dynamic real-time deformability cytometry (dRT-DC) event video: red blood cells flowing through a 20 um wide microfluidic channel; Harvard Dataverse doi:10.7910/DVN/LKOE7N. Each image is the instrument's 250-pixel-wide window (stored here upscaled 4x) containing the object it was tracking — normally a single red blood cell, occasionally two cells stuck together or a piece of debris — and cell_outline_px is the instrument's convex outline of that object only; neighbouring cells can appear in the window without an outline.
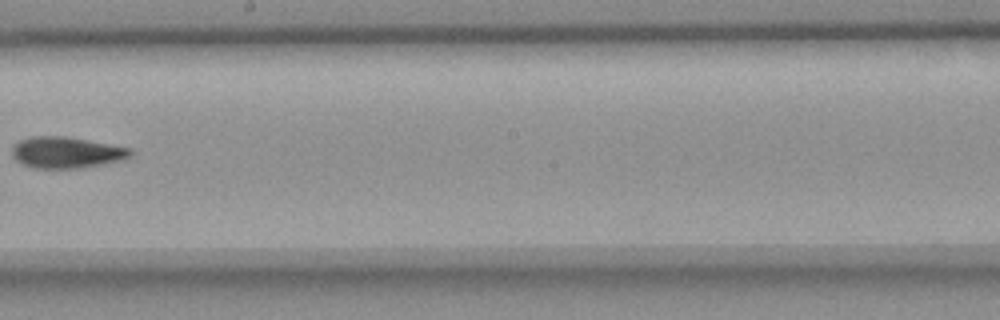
{"species": "common noctule bat (a hibernating species)", "species_latin": "Nyctalus noctula", "temperature_condition": "room temperature", "stored_images_in_passage": 10, "camera_frame_rate_fps": 3000, "um_per_image_px": 0.085, "animal": {"sex": "female", "body_mass_g": 18.4}, "frame": {"image": 1, "passage_image": 9, "time_ms": 10.667, "image_size_px": [1000, 320], "cell_outline_px": [[132, 156], [120, 160], [104, 164], [80, 168], [32, 168], [20, 164], [12, 156], [12, 148], [20, 140], [32, 136], [64, 136], [132, 148]], "centroid_in_image_um": [5.63, 12.97], "position_along_channel_um": 242.6, "area_um2": 21.62}}
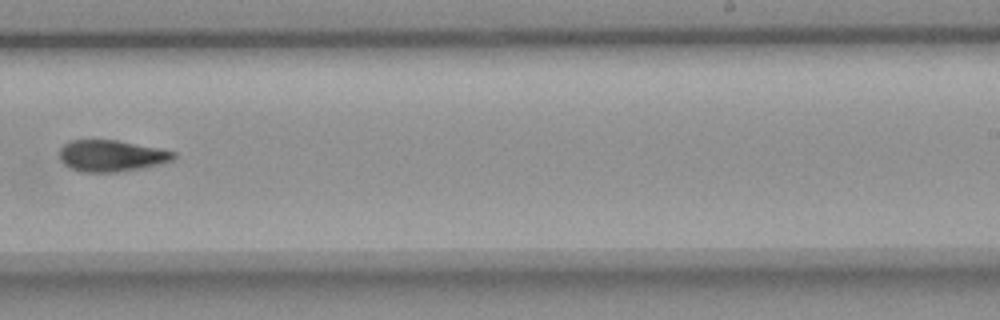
{"frame": {"image": 2, "passage_image": 10, "time_ms": 11.667, "image_size_px": [1000, 320], "cell_outline_px": [[176, 156], [172, 160], [160, 164], [140, 168], [116, 172], [80, 172], [68, 168], [60, 160], [60, 148], [64, 144], [72, 140], [116, 140], [176, 152]], "centroid_in_image_um": [9.42, 13.25], "position_along_channel_um": 279.6, "area_um2": 20.81}}